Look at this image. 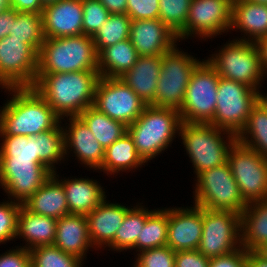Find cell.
I'll list each match as a JSON object with an SVG mask.
<instances>
[{"mask_svg": "<svg viewBox=\"0 0 267 267\" xmlns=\"http://www.w3.org/2000/svg\"><path fill=\"white\" fill-rule=\"evenodd\" d=\"M38 53L27 43L6 36L0 40V86L33 87L37 79Z\"/></svg>", "mask_w": 267, "mask_h": 267, "instance_id": "obj_13", "label": "cell"}, {"mask_svg": "<svg viewBox=\"0 0 267 267\" xmlns=\"http://www.w3.org/2000/svg\"><path fill=\"white\" fill-rule=\"evenodd\" d=\"M168 209L155 210L147 217L140 235H138L135 249L141 252L151 248L167 245Z\"/></svg>", "mask_w": 267, "mask_h": 267, "instance_id": "obj_34", "label": "cell"}, {"mask_svg": "<svg viewBox=\"0 0 267 267\" xmlns=\"http://www.w3.org/2000/svg\"><path fill=\"white\" fill-rule=\"evenodd\" d=\"M46 164L34 159H0V186L8 197L23 204L53 174Z\"/></svg>", "mask_w": 267, "mask_h": 267, "instance_id": "obj_15", "label": "cell"}, {"mask_svg": "<svg viewBox=\"0 0 267 267\" xmlns=\"http://www.w3.org/2000/svg\"><path fill=\"white\" fill-rule=\"evenodd\" d=\"M241 244L247 251L267 244V199L249 203L242 212Z\"/></svg>", "mask_w": 267, "mask_h": 267, "instance_id": "obj_28", "label": "cell"}, {"mask_svg": "<svg viewBox=\"0 0 267 267\" xmlns=\"http://www.w3.org/2000/svg\"><path fill=\"white\" fill-rule=\"evenodd\" d=\"M59 181L65 190L70 214L88 215L106 199L105 191L96 180L72 178Z\"/></svg>", "mask_w": 267, "mask_h": 267, "instance_id": "obj_27", "label": "cell"}, {"mask_svg": "<svg viewBox=\"0 0 267 267\" xmlns=\"http://www.w3.org/2000/svg\"><path fill=\"white\" fill-rule=\"evenodd\" d=\"M181 124L178 110L146 105L142 114L127 126V132L138 154L148 162L171 145Z\"/></svg>", "mask_w": 267, "mask_h": 267, "instance_id": "obj_4", "label": "cell"}, {"mask_svg": "<svg viewBox=\"0 0 267 267\" xmlns=\"http://www.w3.org/2000/svg\"><path fill=\"white\" fill-rule=\"evenodd\" d=\"M250 2L267 5V0H249Z\"/></svg>", "mask_w": 267, "mask_h": 267, "instance_id": "obj_57", "label": "cell"}, {"mask_svg": "<svg viewBox=\"0 0 267 267\" xmlns=\"http://www.w3.org/2000/svg\"><path fill=\"white\" fill-rule=\"evenodd\" d=\"M192 0H159V19L176 35L184 28Z\"/></svg>", "mask_w": 267, "mask_h": 267, "instance_id": "obj_40", "label": "cell"}, {"mask_svg": "<svg viewBox=\"0 0 267 267\" xmlns=\"http://www.w3.org/2000/svg\"><path fill=\"white\" fill-rule=\"evenodd\" d=\"M233 0H192L183 30L177 39L197 35L212 38L231 29Z\"/></svg>", "mask_w": 267, "mask_h": 267, "instance_id": "obj_16", "label": "cell"}, {"mask_svg": "<svg viewBox=\"0 0 267 267\" xmlns=\"http://www.w3.org/2000/svg\"><path fill=\"white\" fill-rule=\"evenodd\" d=\"M137 58V51L131 41H120L98 53V73L100 77L120 78L134 66Z\"/></svg>", "mask_w": 267, "mask_h": 267, "instance_id": "obj_29", "label": "cell"}, {"mask_svg": "<svg viewBox=\"0 0 267 267\" xmlns=\"http://www.w3.org/2000/svg\"><path fill=\"white\" fill-rule=\"evenodd\" d=\"M159 0H127V15L131 20L159 19Z\"/></svg>", "mask_w": 267, "mask_h": 267, "instance_id": "obj_44", "label": "cell"}, {"mask_svg": "<svg viewBox=\"0 0 267 267\" xmlns=\"http://www.w3.org/2000/svg\"><path fill=\"white\" fill-rule=\"evenodd\" d=\"M143 207L138 204L128 210L124 221L116 231L114 240L108 245L110 249L119 252L135 249L138 235H140L147 217L154 211Z\"/></svg>", "mask_w": 267, "mask_h": 267, "instance_id": "obj_33", "label": "cell"}, {"mask_svg": "<svg viewBox=\"0 0 267 267\" xmlns=\"http://www.w3.org/2000/svg\"><path fill=\"white\" fill-rule=\"evenodd\" d=\"M248 37L239 40L256 43L267 36V5L249 0H233L231 27Z\"/></svg>", "mask_w": 267, "mask_h": 267, "instance_id": "obj_26", "label": "cell"}, {"mask_svg": "<svg viewBox=\"0 0 267 267\" xmlns=\"http://www.w3.org/2000/svg\"><path fill=\"white\" fill-rule=\"evenodd\" d=\"M241 215L203 208V230L198 251L214 258L241 248Z\"/></svg>", "mask_w": 267, "mask_h": 267, "instance_id": "obj_12", "label": "cell"}, {"mask_svg": "<svg viewBox=\"0 0 267 267\" xmlns=\"http://www.w3.org/2000/svg\"><path fill=\"white\" fill-rule=\"evenodd\" d=\"M227 162L247 204L267 199V159L236 141Z\"/></svg>", "mask_w": 267, "mask_h": 267, "instance_id": "obj_11", "label": "cell"}, {"mask_svg": "<svg viewBox=\"0 0 267 267\" xmlns=\"http://www.w3.org/2000/svg\"><path fill=\"white\" fill-rule=\"evenodd\" d=\"M78 117L88 126L104 149L127 132V126L124 123L111 119L93 106L85 109Z\"/></svg>", "mask_w": 267, "mask_h": 267, "instance_id": "obj_31", "label": "cell"}, {"mask_svg": "<svg viewBox=\"0 0 267 267\" xmlns=\"http://www.w3.org/2000/svg\"><path fill=\"white\" fill-rule=\"evenodd\" d=\"M246 267H267V260L256 251H247Z\"/></svg>", "mask_w": 267, "mask_h": 267, "instance_id": "obj_51", "label": "cell"}, {"mask_svg": "<svg viewBox=\"0 0 267 267\" xmlns=\"http://www.w3.org/2000/svg\"><path fill=\"white\" fill-rule=\"evenodd\" d=\"M42 24L45 39L82 35V0H59L44 6Z\"/></svg>", "mask_w": 267, "mask_h": 267, "instance_id": "obj_18", "label": "cell"}, {"mask_svg": "<svg viewBox=\"0 0 267 267\" xmlns=\"http://www.w3.org/2000/svg\"><path fill=\"white\" fill-rule=\"evenodd\" d=\"M256 45L259 50L262 68L265 73V76L267 75V36L261 38L256 42Z\"/></svg>", "mask_w": 267, "mask_h": 267, "instance_id": "obj_52", "label": "cell"}, {"mask_svg": "<svg viewBox=\"0 0 267 267\" xmlns=\"http://www.w3.org/2000/svg\"><path fill=\"white\" fill-rule=\"evenodd\" d=\"M209 58L221 78L241 82L259 91L265 73L256 43L235 39Z\"/></svg>", "mask_w": 267, "mask_h": 267, "instance_id": "obj_6", "label": "cell"}, {"mask_svg": "<svg viewBox=\"0 0 267 267\" xmlns=\"http://www.w3.org/2000/svg\"><path fill=\"white\" fill-rule=\"evenodd\" d=\"M16 19V10L8 8L0 13V40L10 35L12 24Z\"/></svg>", "mask_w": 267, "mask_h": 267, "instance_id": "obj_49", "label": "cell"}, {"mask_svg": "<svg viewBox=\"0 0 267 267\" xmlns=\"http://www.w3.org/2000/svg\"><path fill=\"white\" fill-rule=\"evenodd\" d=\"M56 171L23 205L32 213L56 220L70 214L65 190Z\"/></svg>", "mask_w": 267, "mask_h": 267, "instance_id": "obj_24", "label": "cell"}, {"mask_svg": "<svg viewBox=\"0 0 267 267\" xmlns=\"http://www.w3.org/2000/svg\"><path fill=\"white\" fill-rule=\"evenodd\" d=\"M0 255V267H31L30 250L15 247Z\"/></svg>", "mask_w": 267, "mask_h": 267, "instance_id": "obj_45", "label": "cell"}, {"mask_svg": "<svg viewBox=\"0 0 267 267\" xmlns=\"http://www.w3.org/2000/svg\"><path fill=\"white\" fill-rule=\"evenodd\" d=\"M98 71V53L93 37L47 38L38 54L37 74Z\"/></svg>", "mask_w": 267, "mask_h": 267, "instance_id": "obj_3", "label": "cell"}, {"mask_svg": "<svg viewBox=\"0 0 267 267\" xmlns=\"http://www.w3.org/2000/svg\"><path fill=\"white\" fill-rule=\"evenodd\" d=\"M199 59L182 52L177 44L162 55L155 106L180 110L192 73Z\"/></svg>", "mask_w": 267, "mask_h": 267, "instance_id": "obj_10", "label": "cell"}, {"mask_svg": "<svg viewBox=\"0 0 267 267\" xmlns=\"http://www.w3.org/2000/svg\"><path fill=\"white\" fill-rule=\"evenodd\" d=\"M258 103L264 108L267 112V95H262L260 91H258Z\"/></svg>", "mask_w": 267, "mask_h": 267, "instance_id": "obj_53", "label": "cell"}, {"mask_svg": "<svg viewBox=\"0 0 267 267\" xmlns=\"http://www.w3.org/2000/svg\"><path fill=\"white\" fill-rule=\"evenodd\" d=\"M203 230V208H168L167 246L173 251L197 250Z\"/></svg>", "mask_w": 267, "mask_h": 267, "instance_id": "obj_17", "label": "cell"}, {"mask_svg": "<svg viewBox=\"0 0 267 267\" xmlns=\"http://www.w3.org/2000/svg\"><path fill=\"white\" fill-rule=\"evenodd\" d=\"M40 1L43 4V6H46L48 4L55 3V2H57L59 0H40Z\"/></svg>", "mask_w": 267, "mask_h": 267, "instance_id": "obj_56", "label": "cell"}, {"mask_svg": "<svg viewBox=\"0 0 267 267\" xmlns=\"http://www.w3.org/2000/svg\"><path fill=\"white\" fill-rule=\"evenodd\" d=\"M236 139L240 144L267 159V112L258 102L252 108L246 125Z\"/></svg>", "mask_w": 267, "mask_h": 267, "instance_id": "obj_32", "label": "cell"}, {"mask_svg": "<svg viewBox=\"0 0 267 267\" xmlns=\"http://www.w3.org/2000/svg\"><path fill=\"white\" fill-rule=\"evenodd\" d=\"M219 79L208 60L196 66L179 110L182 122L211 123L216 110Z\"/></svg>", "mask_w": 267, "mask_h": 267, "instance_id": "obj_8", "label": "cell"}, {"mask_svg": "<svg viewBox=\"0 0 267 267\" xmlns=\"http://www.w3.org/2000/svg\"><path fill=\"white\" fill-rule=\"evenodd\" d=\"M194 204L204 209L242 214L247 207L228 162L205 170L197 177Z\"/></svg>", "mask_w": 267, "mask_h": 267, "instance_id": "obj_7", "label": "cell"}, {"mask_svg": "<svg viewBox=\"0 0 267 267\" xmlns=\"http://www.w3.org/2000/svg\"><path fill=\"white\" fill-rule=\"evenodd\" d=\"M180 136L197 176L205 170L225 164L230 148L237 141L236 135L210 123L182 122Z\"/></svg>", "mask_w": 267, "mask_h": 267, "instance_id": "obj_5", "label": "cell"}, {"mask_svg": "<svg viewBox=\"0 0 267 267\" xmlns=\"http://www.w3.org/2000/svg\"><path fill=\"white\" fill-rule=\"evenodd\" d=\"M54 245L84 261L89 247L95 248L89 236L86 215L68 214L59 218Z\"/></svg>", "mask_w": 267, "mask_h": 267, "instance_id": "obj_23", "label": "cell"}, {"mask_svg": "<svg viewBox=\"0 0 267 267\" xmlns=\"http://www.w3.org/2000/svg\"><path fill=\"white\" fill-rule=\"evenodd\" d=\"M10 8V0H0V13Z\"/></svg>", "mask_w": 267, "mask_h": 267, "instance_id": "obj_55", "label": "cell"}, {"mask_svg": "<svg viewBox=\"0 0 267 267\" xmlns=\"http://www.w3.org/2000/svg\"><path fill=\"white\" fill-rule=\"evenodd\" d=\"M56 225V219L32 213L22 204L17 218L15 238H23L27 243L23 247L27 250L52 245L56 238Z\"/></svg>", "mask_w": 267, "mask_h": 267, "instance_id": "obj_25", "label": "cell"}, {"mask_svg": "<svg viewBox=\"0 0 267 267\" xmlns=\"http://www.w3.org/2000/svg\"><path fill=\"white\" fill-rule=\"evenodd\" d=\"M131 18L124 13L110 14L107 21L93 36L96 52L129 39Z\"/></svg>", "mask_w": 267, "mask_h": 267, "instance_id": "obj_37", "label": "cell"}, {"mask_svg": "<svg viewBox=\"0 0 267 267\" xmlns=\"http://www.w3.org/2000/svg\"><path fill=\"white\" fill-rule=\"evenodd\" d=\"M175 251L162 246L139 252L133 267H175Z\"/></svg>", "mask_w": 267, "mask_h": 267, "instance_id": "obj_42", "label": "cell"}, {"mask_svg": "<svg viewBox=\"0 0 267 267\" xmlns=\"http://www.w3.org/2000/svg\"><path fill=\"white\" fill-rule=\"evenodd\" d=\"M146 163L138 154L133 138L126 132L104 151V159L100 171L109 175L118 174L119 171L137 169ZM137 167V168H136Z\"/></svg>", "mask_w": 267, "mask_h": 267, "instance_id": "obj_30", "label": "cell"}, {"mask_svg": "<svg viewBox=\"0 0 267 267\" xmlns=\"http://www.w3.org/2000/svg\"><path fill=\"white\" fill-rule=\"evenodd\" d=\"M0 159H34L38 164H45L38 156L36 139L31 136L0 135Z\"/></svg>", "mask_w": 267, "mask_h": 267, "instance_id": "obj_39", "label": "cell"}, {"mask_svg": "<svg viewBox=\"0 0 267 267\" xmlns=\"http://www.w3.org/2000/svg\"><path fill=\"white\" fill-rule=\"evenodd\" d=\"M210 258L205 257L198 250L177 251L175 253V267H209Z\"/></svg>", "mask_w": 267, "mask_h": 267, "instance_id": "obj_46", "label": "cell"}, {"mask_svg": "<svg viewBox=\"0 0 267 267\" xmlns=\"http://www.w3.org/2000/svg\"><path fill=\"white\" fill-rule=\"evenodd\" d=\"M129 40L138 56H162L177 43V35L160 19L131 20Z\"/></svg>", "mask_w": 267, "mask_h": 267, "instance_id": "obj_19", "label": "cell"}, {"mask_svg": "<svg viewBox=\"0 0 267 267\" xmlns=\"http://www.w3.org/2000/svg\"><path fill=\"white\" fill-rule=\"evenodd\" d=\"M99 79L98 71L37 74L33 88L63 119L79 116L93 106Z\"/></svg>", "mask_w": 267, "mask_h": 267, "instance_id": "obj_1", "label": "cell"}, {"mask_svg": "<svg viewBox=\"0 0 267 267\" xmlns=\"http://www.w3.org/2000/svg\"><path fill=\"white\" fill-rule=\"evenodd\" d=\"M217 103L211 125L238 135L258 102V91L226 78L219 79Z\"/></svg>", "mask_w": 267, "mask_h": 267, "instance_id": "obj_9", "label": "cell"}, {"mask_svg": "<svg viewBox=\"0 0 267 267\" xmlns=\"http://www.w3.org/2000/svg\"><path fill=\"white\" fill-rule=\"evenodd\" d=\"M83 34L94 36L107 21L110 13L99 0H82Z\"/></svg>", "mask_w": 267, "mask_h": 267, "instance_id": "obj_41", "label": "cell"}, {"mask_svg": "<svg viewBox=\"0 0 267 267\" xmlns=\"http://www.w3.org/2000/svg\"><path fill=\"white\" fill-rule=\"evenodd\" d=\"M12 98L0 110V135L35 136L54 129L61 118L33 87H9Z\"/></svg>", "mask_w": 267, "mask_h": 267, "instance_id": "obj_2", "label": "cell"}, {"mask_svg": "<svg viewBox=\"0 0 267 267\" xmlns=\"http://www.w3.org/2000/svg\"><path fill=\"white\" fill-rule=\"evenodd\" d=\"M260 256L267 260V244H262L255 250Z\"/></svg>", "mask_w": 267, "mask_h": 267, "instance_id": "obj_54", "label": "cell"}, {"mask_svg": "<svg viewBox=\"0 0 267 267\" xmlns=\"http://www.w3.org/2000/svg\"><path fill=\"white\" fill-rule=\"evenodd\" d=\"M10 7L17 12H34L42 14L43 4L40 0H10Z\"/></svg>", "mask_w": 267, "mask_h": 267, "instance_id": "obj_48", "label": "cell"}, {"mask_svg": "<svg viewBox=\"0 0 267 267\" xmlns=\"http://www.w3.org/2000/svg\"><path fill=\"white\" fill-rule=\"evenodd\" d=\"M60 122L54 129L33 136L39 158L53 171L62 159H65L64 128ZM55 167V168H54Z\"/></svg>", "mask_w": 267, "mask_h": 267, "instance_id": "obj_36", "label": "cell"}, {"mask_svg": "<svg viewBox=\"0 0 267 267\" xmlns=\"http://www.w3.org/2000/svg\"><path fill=\"white\" fill-rule=\"evenodd\" d=\"M11 38H17L29 44L38 54L44 42L42 14L34 12H17L12 24Z\"/></svg>", "mask_w": 267, "mask_h": 267, "instance_id": "obj_35", "label": "cell"}, {"mask_svg": "<svg viewBox=\"0 0 267 267\" xmlns=\"http://www.w3.org/2000/svg\"><path fill=\"white\" fill-rule=\"evenodd\" d=\"M104 199L95 209L86 215L91 243L95 248L108 246L116 231L124 221L130 209L118 203H109ZM97 246V247H96Z\"/></svg>", "mask_w": 267, "mask_h": 267, "instance_id": "obj_21", "label": "cell"}, {"mask_svg": "<svg viewBox=\"0 0 267 267\" xmlns=\"http://www.w3.org/2000/svg\"><path fill=\"white\" fill-rule=\"evenodd\" d=\"M68 120L69 126L63 129L65 155L70 154V149V151L74 150L73 153L84 166L98 170L102 165L105 149L78 116L69 117Z\"/></svg>", "mask_w": 267, "mask_h": 267, "instance_id": "obj_20", "label": "cell"}, {"mask_svg": "<svg viewBox=\"0 0 267 267\" xmlns=\"http://www.w3.org/2000/svg\"><path fill=\"white\" fill-rule=\"evenodd\" d=\"M110 14H127V0H99Z\"/></svg>", "mask_w": 267, "mask_h": 267, "instance_id": "obj_50", "label": "cell"}, {"mask_svg": "<svg viewBox=\"0 0 267 267\" xmlns=\"http://www.w3.org/2000/svg\"><path fill=\"white\" fill-rule=\"evenodd\" d=\"M21 205L12 198L10 201L0 203V243L4 244L16 237L17 218Z\"/></svg>", "mask_w": 267, "mask_h": 267, "instance_id": "obj_43", "label": "cell"}, {"mask_svg": "<svg viewBox=\"0 0 267 267\" xmlns=\"http://www.w3.org/2000/svg\"><path fill=\"white\" fill-rule=\"evenodd\" d=\"M145 106L141 98L120 78L100 77L93 104L99 112L128 126L142 114Z\"/></svg>", "mask_w": 267, "mask_h": 267, "instance_id": "obj_14", "label": "cell"}, {"mask_svg": "<svg viewBox=\"0 0 267 267\" xmlns=\"http://www.w3.org/2000/svg\"><path fill=\"white\" fill-rule=\"evenodd\" d=\"M31 267H82V260L63 252L54 244L30 250Z\"/></svg>", "mask_w": 267, "mask_h": 267, "instance_id": "obj_38", "label": "cell"}, {"mask_svg": "<svg viewBox=\"0 0 267 267\" xmlns=\"http://www.w3.org/2000/svg\"><path fill=\"white\" fill-rule=\"evenodd\" d=\"M162 56H138L134 66L120 80L129 86L146 105L155 106Z\"/></svg>", "mask_w": 267, "mask_h": 267, "instance_id": "obj_22", "label": "cell"}, {"mask_svg": "<svg viewBox=\"0 0 267 267\" xmlns=\"http://www.w3.org/2000/svg\"><path fill=\"white\" fill-rule=\"evenodd\" d=\"M247 250L243 247L236 251L214 258H210L209 267H246Z\"/></svg>", "mask_w": 267, "mask_h": 267, "instance_id": "obj_47", "label": "cell"}]
</instances>
